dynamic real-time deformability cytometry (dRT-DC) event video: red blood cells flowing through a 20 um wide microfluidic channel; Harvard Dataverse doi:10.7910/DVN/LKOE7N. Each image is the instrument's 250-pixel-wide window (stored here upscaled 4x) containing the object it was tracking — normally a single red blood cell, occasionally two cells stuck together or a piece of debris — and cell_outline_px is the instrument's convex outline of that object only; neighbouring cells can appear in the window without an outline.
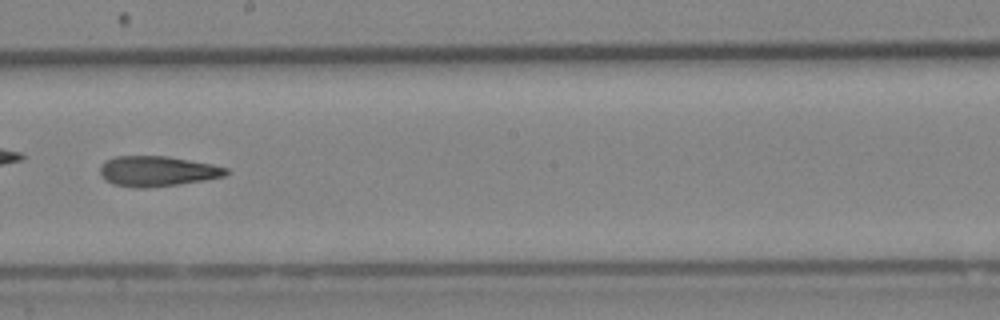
{"species": "Egyptian fruit bat (a non-hibernating species)", "species_latin": "Rousettus aegyptiacus", "temperature_condition": "cold", "stored_images_in_passage": 38, "camera_frame_rate_fps": 3000, "um_per_image_px": 0.085, "animal": {"sex": "female"}, "frame": {"image": 1, "passage_image": 17, "time_ms": 5.333, "image_size_px": [1000, 320], "cell_outline_px": [[228, 172], [224, 176], [204, 180], [180, 184], [144, 188], [136, 188], [116, 184], [108, 180], [100, 172], [100, 164], [116, 156], [168, 156], [212, 164], [228, 168]], "centroid_in_image_um": [13.4, 14.54], "position_along_channel_um": 234.8, "area_um2": 21.96}, "authors_computed_cell_mechanics": {"area_um2": 22.2241, "velocity_mm_per_s": 3.9716, "shape_relaxation_time_tau1_ms": 9.5005, "shape_relaxation_time_tau2_ms": 6.6892, "deformation_change_tau1": 0.2089, "deformation_change_tau2": 0.1931}}